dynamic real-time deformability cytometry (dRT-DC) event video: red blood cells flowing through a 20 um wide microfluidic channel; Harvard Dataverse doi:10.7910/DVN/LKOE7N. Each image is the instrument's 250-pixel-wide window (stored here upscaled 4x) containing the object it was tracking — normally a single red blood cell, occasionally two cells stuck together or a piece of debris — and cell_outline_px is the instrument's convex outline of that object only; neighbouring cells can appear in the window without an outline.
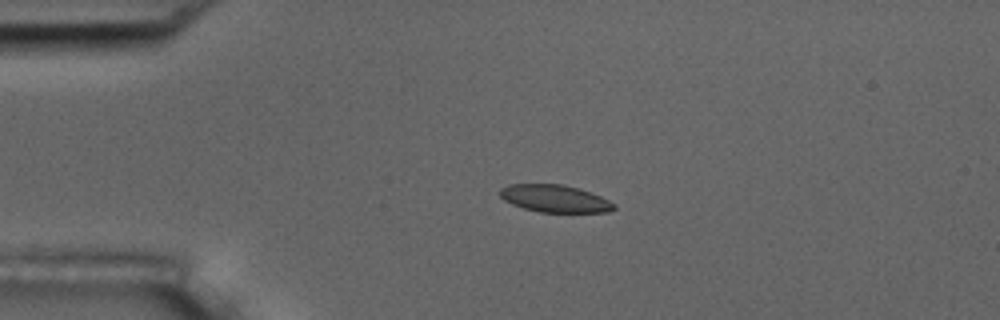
{"species": "common noctule bat (a hibernating species)", "species_latin": "Nyctalus noctula", "temperature_condition": "room temperature", "stored_images_in_passage": 4, "camera_frame_rate_fps": 3000, "um_per_image_px": 0.085, "animal": {"sex": "male", "body_mass_g": 17.5, "forearm_length_mm": 52.3}, "frame": {"image": 1, "passage_image": 3, "time_ms": 2.333, "image_size_px": [1000, 320], "cell_outline_px": [[616, 208], [608, 212], [540, 212], [524, 208], [512, 204], [504, 200], [496, 192], [500, 188], [508, 184], [564, 184], [580, 188], [600, 196], [616, 204]], "centroid_in_image_um": [47.13, 16.87], "position_along_channel_um": 37.9, "area_um2": 18.38}}